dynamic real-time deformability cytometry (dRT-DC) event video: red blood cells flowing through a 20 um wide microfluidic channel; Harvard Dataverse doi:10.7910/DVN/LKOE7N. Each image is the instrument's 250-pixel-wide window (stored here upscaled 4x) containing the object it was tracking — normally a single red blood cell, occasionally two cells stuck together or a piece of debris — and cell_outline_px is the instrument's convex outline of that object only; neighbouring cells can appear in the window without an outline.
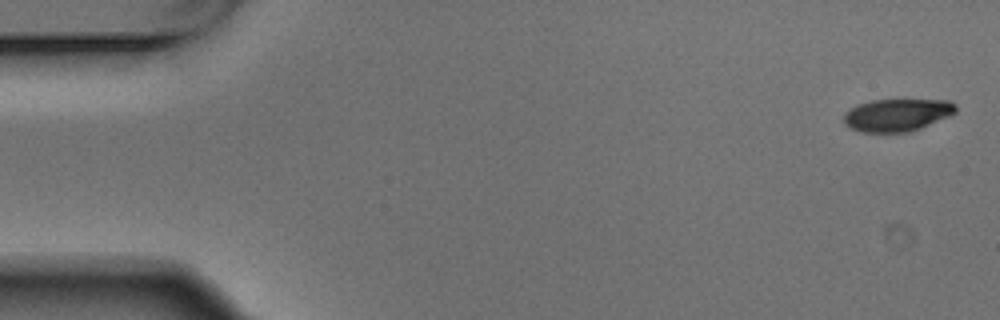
{"species": "Egyptian fruit bat (a non-hibernating species)", "species_latin": "Rousettus aegyptiacus", "temperature_condition": "warm", "stored_images_in_passage": 4, "camera_frame_rate_fps": 3000, "um_per_image_px": 0.085, "animal": {"sex": "male"}, "frame": {"image": 1, "passage_image": 1, "time_ms": 0.0, "image_size_px": [1000, 320], "cell_outline_px": [[956, 112], [948, 116], [912, 132], [860, 132], [848, 128], [844, 124], [844, 112], [860, 104], [872, 100], [952, 100], [956, 104]], "centroid_in_image_um": [76.25, 9.78], "position_along_channel_um": 8.8, "area_um2": 21.27}}